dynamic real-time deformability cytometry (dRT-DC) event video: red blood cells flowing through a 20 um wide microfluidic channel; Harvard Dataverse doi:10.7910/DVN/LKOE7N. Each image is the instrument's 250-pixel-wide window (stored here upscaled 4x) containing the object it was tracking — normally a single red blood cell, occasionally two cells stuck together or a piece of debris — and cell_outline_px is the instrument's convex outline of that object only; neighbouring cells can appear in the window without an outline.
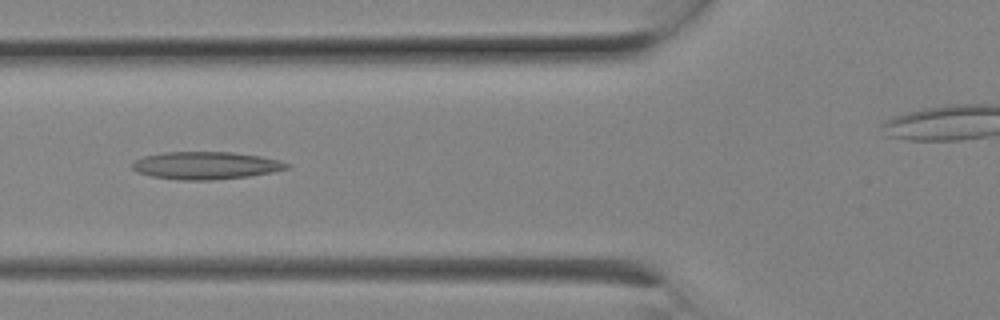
{"species": "Egyptian fruit bat (a non-hibernating species)", "species_latin": "Rousettus aegyptiacus", "temperature_condition": "room temperature", "stored_images_in_passage": 6, "camera_frame_rate_fps": 3000, "um_per_image_px": 0.085, "animal": {"sex": "female"}, "frame": {"image": 1, "passage_image": 4, "time_ms": 1.0, "image_size_px": [1000, 320], "cell_outline_px": [[292, 164], [288, 168], [272, 172], [248, 176], [212, 180], [180, 180], [152, 176], [136, 172], [132, 168], [132, 164], [136, 160], [144, 156], [164, 152], [232, 152], [260, 156], [280, 160]], "centroid_in_image_um": [17.51, 14.06], "position_along_channel_um": 108.3, "area_um2": 24.8}}
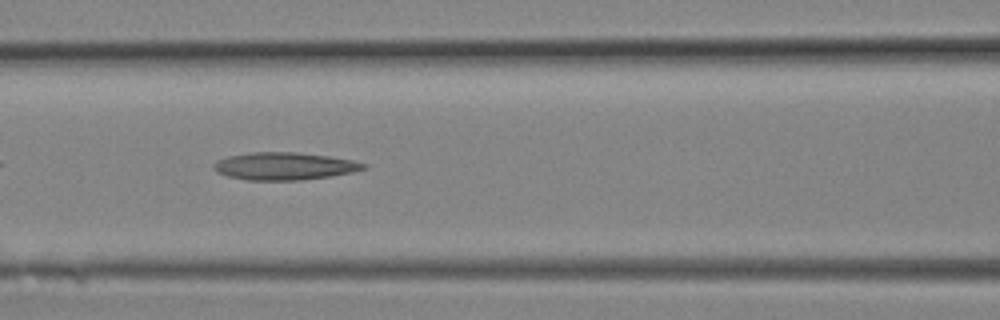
{"frame": {"image": 2, "passage_image": 5, "time_ms": 1.333, "image_size_px": [1000, 320], "cell_outline_px": [[368, 168], [352, 172], [332, 176], [300, 180], [248, 180], [228, 176], [216, 172], [212, 168], [212, 164], [216, 160], [228, 156], [248, 152], [296, 152], [328, 156], [352, 160], [368, 164]], "centroid_in_image_um": [24.15, 14.12], "position_along_channel_um": 142.4, "area_um2": 24.22}}
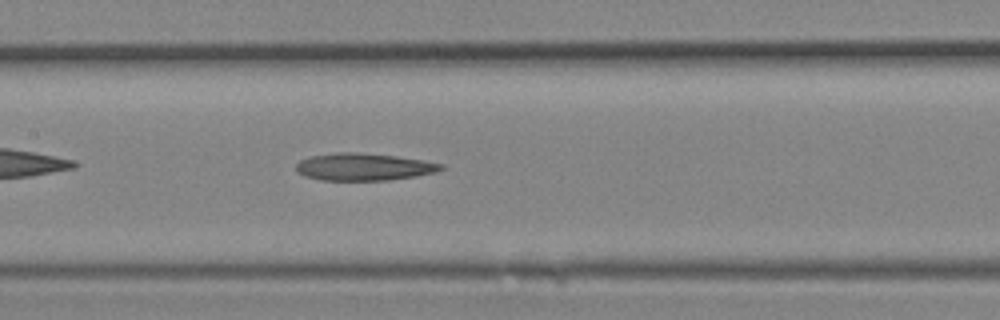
{"frame": {"image": 3, "passage_image": 6, "time_ms": 1.667, "image_size_px": [1000, 320], "cell_outline_px": [[444, 168], [436, 172], [416, 176], [388, 180], [320, 180], [304, 176], [296, 172], [296, 164], [300, 160], [312, 156], [336, 152], [356, 152], [396, 156], [424, 160], [444, 164]], "centroid_in_image_um": [30.91, 14.18], "position_along_channel_um": 176.5, "area_um2": 23.12}}